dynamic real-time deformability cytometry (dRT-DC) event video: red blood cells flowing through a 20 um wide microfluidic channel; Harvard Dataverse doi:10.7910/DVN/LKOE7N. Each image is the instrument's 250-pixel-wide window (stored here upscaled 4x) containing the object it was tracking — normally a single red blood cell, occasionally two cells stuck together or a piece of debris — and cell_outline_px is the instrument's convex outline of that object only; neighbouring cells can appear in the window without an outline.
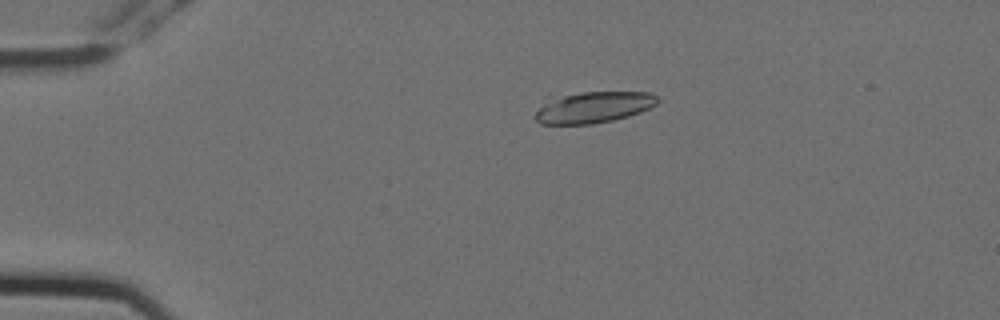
{"species": "Egyptian fruit bat (a non-hibernating species)", "species_latin": "Rousettus aegyptiacus", "temperature_condition": "cold", "stored_images_in_passage": 5, "camera_frame_rate_fps": 3000, "um_per_image_px": 0.085, "animal": {"sex": "female"}, "frame": {"image": 1, "passage_image": 4, "time_ms": 1.0, "image_size_px": [1000, 320], "cell_outline_px": [[660, 100], [656, 104], [640, 112], [628, 116], [612, 120], [592, 124], [540, 124], [532, 116], [544, 104], [564, 96], [580, 92], [648, 92], [656, 96]], "centroid_in_image_um": [50.48, 9.13], "position_along_channel_um": 34.5, "area_um2": 21.79}}